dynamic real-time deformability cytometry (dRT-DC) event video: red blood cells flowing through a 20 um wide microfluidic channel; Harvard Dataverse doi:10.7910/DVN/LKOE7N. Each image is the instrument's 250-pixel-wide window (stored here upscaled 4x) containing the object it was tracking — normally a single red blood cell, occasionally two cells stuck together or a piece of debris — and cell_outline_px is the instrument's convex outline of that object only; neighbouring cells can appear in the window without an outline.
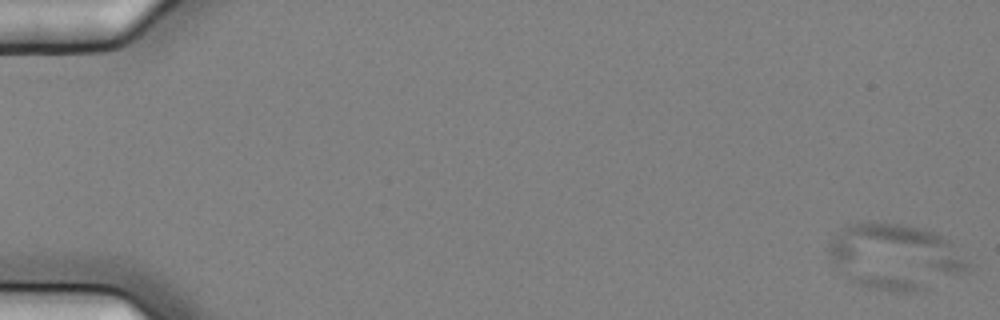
{"species": "common noctule bat (a hibernating species)", "species_latin": "Nyctalus noctula", "temperature_condition": "cold", "stored_images_in_passage": 5, "camera_frame_rate_fps": 3000, "um_per_image_px": 0.085, "animal": {"sex": "female", "body_mass_g": 25.1}, "frame": {"image": 1, "passage_image": 1, "time_ms": 0.0, "image_size_px": [1000, 320], "cell_outline_px": [[972, 268], [968, 272], [916, 292], [900, 292], [868, 288], [856, 284], [840, 272], [832, 260], [828, 252], [828, 248], [832, 236], [848, 224], [868, 220], [900, 224], [920, 228], [932, 232], [952, 240], [972, 264]], "centroid_in_image_um": [76.12, 21.8], "position_along_channel_um": 8.9, "area_um2": 54.16}}
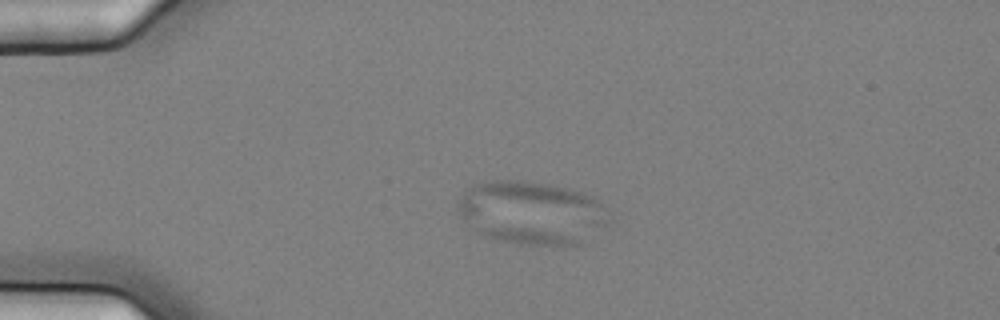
{"frame": {"image": 2, "passage_image": 5, "time_ms": 1.333, "image_size_px": [1000, 320], "cell_outline_px": [[612, 220], [608, 224], [580, 244], [520, 244], [500, 240], [488, 236], [480, 232], [456, 208], [456, 204], [464, 192], [472, 184], [496, 180], [524, 180], [548, 184], [568, 188], [592, 196], [612, 216]], "centroid_in_image_um": [45.25, 18.05], "position_along_channel_um": 39.8, "area_um2": 55.03}}